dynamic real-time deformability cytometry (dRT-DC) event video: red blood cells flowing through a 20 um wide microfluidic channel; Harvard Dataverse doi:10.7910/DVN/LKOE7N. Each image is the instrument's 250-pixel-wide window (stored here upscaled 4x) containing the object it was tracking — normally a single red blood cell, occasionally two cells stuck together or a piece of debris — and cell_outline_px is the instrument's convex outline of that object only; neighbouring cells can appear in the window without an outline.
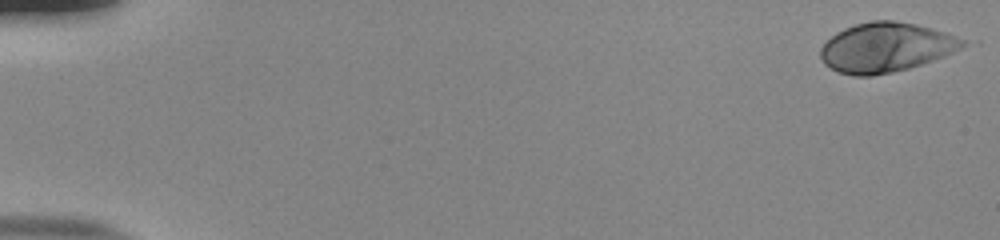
{"species": "human", "species_latin": "Homo sapiens", "temperature_condition": "room temperature", "stored_images_in_passage": 54, "camera_frame_rate_fps": 3000, "um_per_image_px": 0.085, "donor": {"sex": "male"}, "frame": {"image": 1, "passage_image": 1, "time_ms": 0.0, "image_size_px": [1000, 240], "cell_outline_px": [[968, 44], [944, 56], [908, 68], [892, 72], [872, 76], [852, 76], [840, 72], [824, 64], [820, 56], [820, 48], [836, 32], [844, 28], [856, 24], [872, 20], [892, 20], [916, 24], [932, 28], [944, 32], [964, 40]], "centroid_in_image_um": [75.27, 4.02], "position_along_channel_um": 9.7, "area_um2": 40.69}}
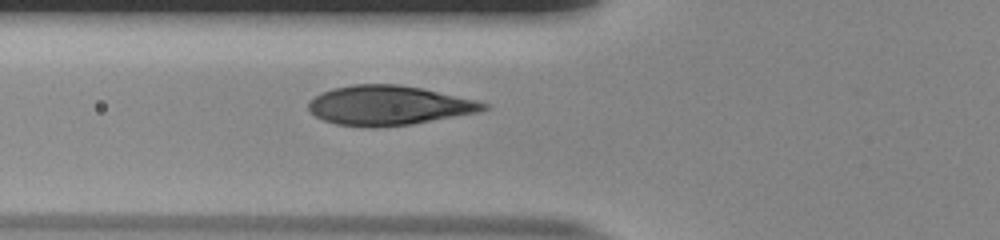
{"frame": {"image": 2, "passage_image": 21, "time_ms": 6.667, "image_size_px": [1000, 240], "cell_outline_px": [[492, 108], [480, 112], [412, 124], [376, 128], [368, 128], [336, 124], [324, 120], [316, 116], [308, 108], [308, 100], [320, 92], [332, 88], [352, 84], [400, 84], [420, 88], [476, 100], [488, 104]], "centroid_in_image_um": [33.03, 8.96], "position_along_channel_um": 92.8, "area_um2": 40.63}}
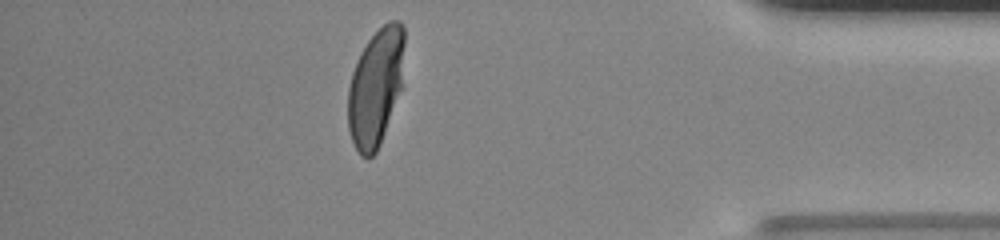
{"frame": {"image": 3, "passage_image": 48, "time_ms": 15.667, "image_size_px": [1000, 240], "cell_outline_px": [[404, 44], [400, 88], [380, 144], [376, 152], [368, 160], [360, 156], [352, 140], [348, 128], [348, 88], [352, 72], [356, 60], [360, 52], [368, 40], [388, 20], [400, 20], [404, 24]], "centroid_in_image_um": [31.9, 7.4], "position_along_channel_um": 403.3, "area_um2": 38.32}, "authors_computed_cell_mechanics": {"area_um2": 40.3733, "velocity_mm_per_s": 3.8038, "shape_relaxation_time_tau1_ms": 3.5007, "shape_relaxation_time_tau2_ms": null, "deformation_change_tau1": 0.206, "deformation_change_tau2": null}}